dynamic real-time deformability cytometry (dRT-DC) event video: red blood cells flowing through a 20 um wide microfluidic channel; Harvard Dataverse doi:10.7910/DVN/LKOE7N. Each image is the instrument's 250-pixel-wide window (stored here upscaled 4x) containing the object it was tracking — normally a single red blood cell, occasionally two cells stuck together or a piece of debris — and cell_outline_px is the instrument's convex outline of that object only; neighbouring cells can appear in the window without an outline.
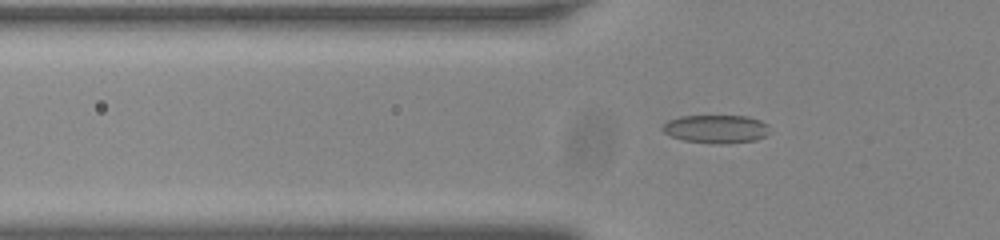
{"species": "common noctule bat (a hibernating species)", "species_latin": "Nyctalus noctula", "temperature_condition": "room temperature", "stored_images_in_passage": 34, "camera_frame_rate_fps": 3000, "um_per_image_px": 0.085, "animal": {"sex": "male", "body_mass_g": 20.0, "forearm_length_mm": 53.3}, "frame": {"image": 1, "passage_image": 2, "time_ms": 0.333, "image_size_px": [1000, 240], "cell_outline_px": [[768, 132], [764, 136], [756, 140], [728, 144], [712, 144], [684, 140], [672, 136], [664, 132], [660, 128], [668, 120], [680, 116], [748, 116], [760, 120], [768, 124]], "centroid_in_image_um": [60.87, 10.97], "position_along_channel_um": 64.9, "area_um2": 17.74}}
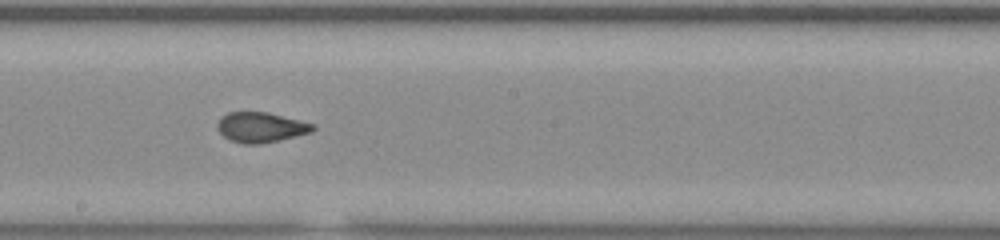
{"frame": {"image": 2, "passage_image": 15, "time_ms": 4.667, "image_size_px": [1000, 240], "cell_outline_px": [[316, 128], [312, 132], [260, 144], [244, 144], [232, 140], [224, 136], [216, 128], [216, 124], [228, 112], [268, 112], [316, 124]], "centroid_in_image_um": [22.2, 10.81], "position_along_channel_um": 226.0, "area_um2": 16.65}}
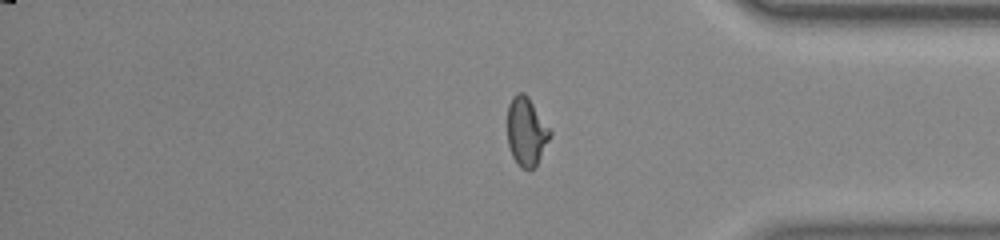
{"frame": {"image": 3, "passage_image": 29, "time_ms": 9.333, "image_size_px": [1000, 240], "cell_outline_px": [[552, 132], [536, 168], [520, 168], [512, 156], [508, 144], [508, 104], [512, 96], [516, 92], [524, 92], [528, 96]], "centroid_in_image_um": [44.73, 11.17], "position_along_channel_um": 390.5, "area_um2": 17.05}}